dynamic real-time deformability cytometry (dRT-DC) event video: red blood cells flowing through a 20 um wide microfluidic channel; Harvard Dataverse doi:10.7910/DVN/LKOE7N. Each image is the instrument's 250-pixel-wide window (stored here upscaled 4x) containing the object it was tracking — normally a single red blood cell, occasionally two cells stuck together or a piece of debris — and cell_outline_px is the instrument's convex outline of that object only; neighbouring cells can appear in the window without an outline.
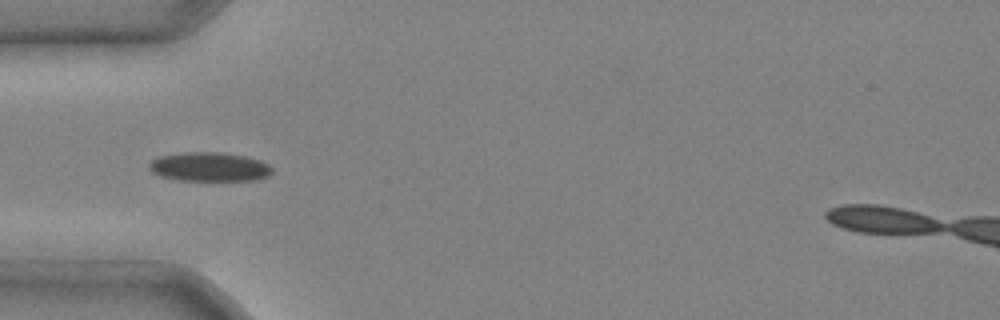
{"species": "common noctule bat (a hibernating species)", "species_latin": "Nyctalus noctula", "temperature_condition": "cold", "stored_images_in_passage": 1, "camera_frame_rate_fps": 3000, "um_per_image_px": 0.085, "animal": {"sex": "male", "body_mass_g": 20.4}, "frame": {"image": 1, "passage_image": 1, "time_ms": 0.0, "image_size_px": [1000, 320], "cell_outline_px": [[272, 172], [268, 176], [256, 180], [180, 180], [160, 176], [152, 172], [148, 168], [148, 164], [152, 160], [160, 156], [184, 152], [220, 152], [244, 156], [260, 160], [268, 164], [272, 168]], "centroid_in_image_um": [17.79, 14.18], "position_along_channel_um": 67.2, "area_um2": 20.81}}